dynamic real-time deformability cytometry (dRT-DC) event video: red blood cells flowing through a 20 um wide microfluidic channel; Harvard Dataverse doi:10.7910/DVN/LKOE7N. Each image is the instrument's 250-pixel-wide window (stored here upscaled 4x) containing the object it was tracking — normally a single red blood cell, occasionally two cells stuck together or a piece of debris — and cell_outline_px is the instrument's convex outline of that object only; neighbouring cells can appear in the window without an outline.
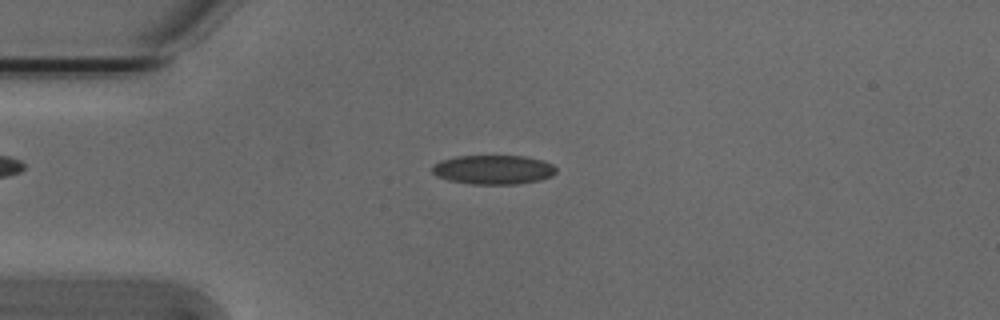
{"species": "Egyptian fruit bat (a non-hibernating species)", "species_latin": "Rousettus aegyptiacus", "temperature_condition": "cold", "stored_images_in_passage": 42, "camera_frame_rate_fps": 3000, "um_per_image_px": 0.085, "animal": {"sex": "male"}, "frame": {"image": 1, "passage_image": 2, "time_ms": 0.333, "image_size_px": [1000, 320], "cell_outline_px": [[556, 172], [552, 176], [540, 180], [516, 184], [468, 184], [448, 180], [436, 176], [432, 172], [432, 168], [440, 160], [456, 156], [524, 156], [544, 160], [552, 164], [556, 168]], "centroid_in_image_um": [41.94, 14.42], "position_along_channel_um": 43.1, "area_um2": 21.21}}
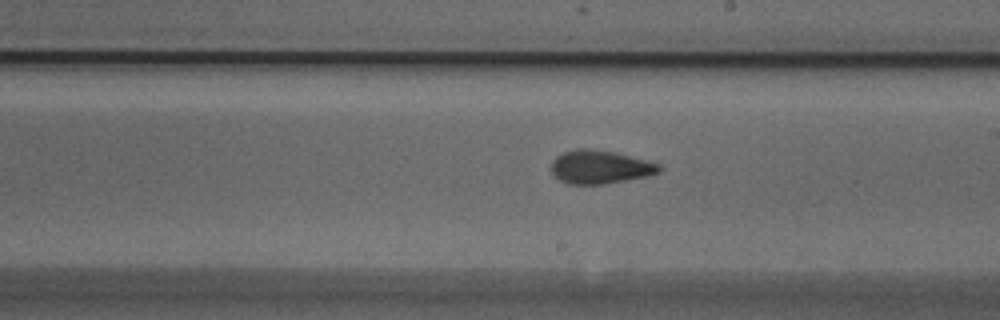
{"frame": {"image": 2, "passage_image": 19, "time_ms": 6.0, "image_size_px": [1000, 320], "cell_outline_px": [[664, 168], [660, 172], [648, 176], [604, 184], [568, 184], [560, 180], [552, 172], [552, 160], [556, 156], [564, 152], [576, 148], [592, 148], [612, 152], [648, 160], [660, 164]], "centroid_in_image_um": [51.03, 14.19], "position_along_channel_um": 238.0, "area_um2": 21.1}}
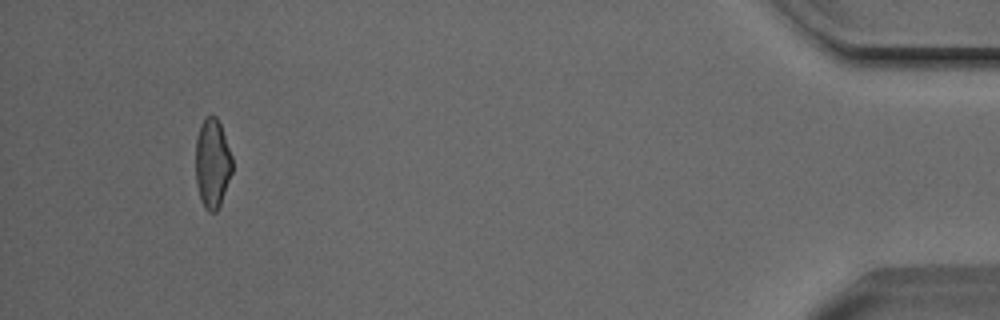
{"frame": {"image": 3, "passage_image": 39, "time_ms": 12.667, "image_size_px": [1000, 320], "cell_outline_px": [[232, 172], [220, 204], [216, 212], [208, 212], [204, 208], [200, 200], [196, 184], [196, 136], [200, 124], [204, 116], [216, 116], [220, 124], [232, 156]], "centroid_in_image_um": [18.03, 13.88], "position_along_channel_um": 417.2, "area_um2": 19.19}, "authors_computed_cell_mechanics": {"area_um2": 20.3167, "velocity_mm_per_s": 3.8123, "shape_relaxation_time_tau1_ms": 6.3389, "shape_relaxation_time_tau2_ms": 2.0257, "deformation_change_tau1": 0.1487, "deformation_change_tau2": 0.0692}}